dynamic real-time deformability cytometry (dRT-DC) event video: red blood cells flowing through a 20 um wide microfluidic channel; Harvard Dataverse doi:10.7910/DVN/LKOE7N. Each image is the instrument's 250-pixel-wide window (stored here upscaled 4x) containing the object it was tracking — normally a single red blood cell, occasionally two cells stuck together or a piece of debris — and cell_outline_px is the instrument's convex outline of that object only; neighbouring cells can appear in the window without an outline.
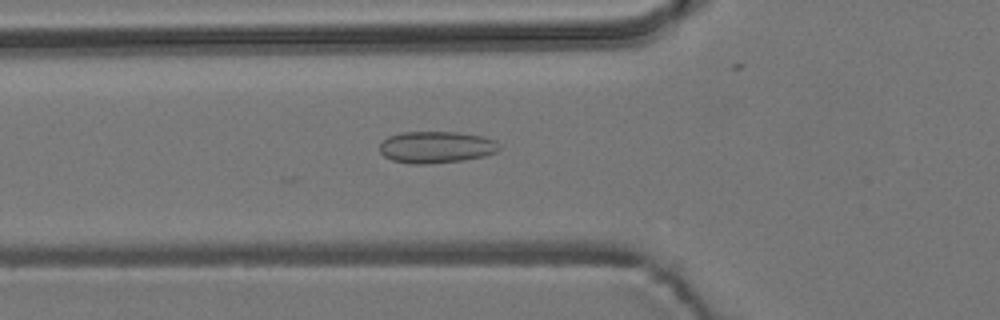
{"species": "common noctule bat (a hibernating species)", "species_latin": "Nyctalus noctula", "temperature_condition": "room temperature", "stored_images_in_passage": 31, "camera_frame_rate_fps": 3000, "um_per_image_px": 0.085, "animal": {"sex": "male", "body_mass_g": 19.2, "forearm_length_mm": 51.8}, "frame": {"image": 1, "passage_image": 4, "time_ms": 1.0, "image_size_px": [1000, 320], "cell_outline_px": [[500, 148], [496, 152], [484, 156], [464, 160], [428, 164], [408, 164], [392, 160], [384, 156], [380, 152], [380, 144], [388, 136], [400, 132], [456, 132], [480, 136], [496, 140], [500, 144]], "centroid_in_image_um": [37.07, 12.51], "position_along_channel_um": 88.7, "area_um2": 22.25}}
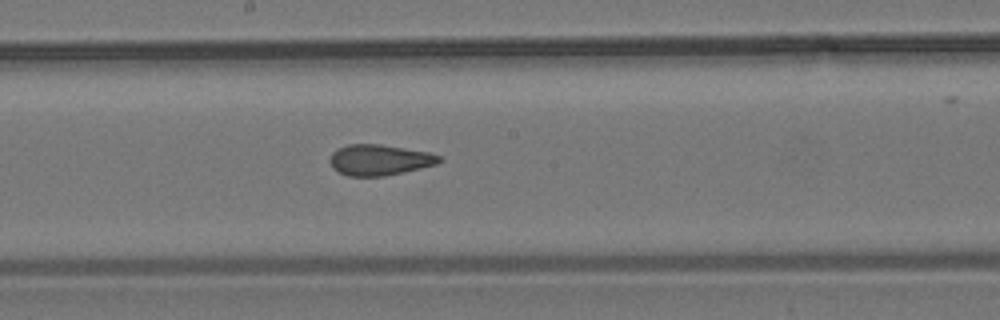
{"frame": {"image": 2, "passage_image": 14, "time_ms": 4.333, "image_size_px": [1000, 320], "cell_outline_px": [[444, 160], [436, 164], [420, 168], [384, 176], [348, 176], [332, 168], [328, 160], [332, 152], [336, 148], [348, 144], [380, 144], [428, 152], [440, 156]], "centroid_in_image_um": [32.21, 13.58], "position_along_channel_um": 216.0, "area_um2": 19.65}}
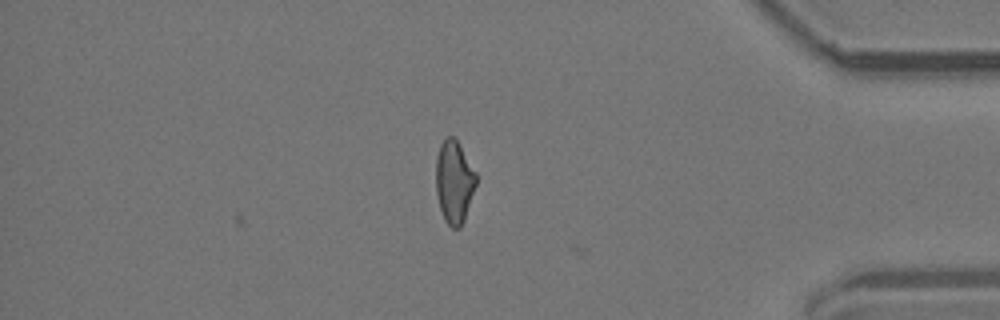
{"frame": {"image": 3, "passage_image": 31, "time_ms": 10.0, "image_size_px": [1000, 320], "cell_outline_px": [[476, 184], [464, 220], [460, 228], [452, 228], [444, 220], [440, 208], [436, 192], [436, 156], [440, 144], [444, 136], [452, 136], [456, 140], [476, 172]], "centroid_in_image_um": [38.58, 15.45], "position_along_channel_um": 396.6, "area_um2": 19.31}, "authors_computed_cell_mechanics": {"area_um2": 19.652, "velocity_mm_per_s": 3.7966, "shape_relaxation_time_tau1_ms": null, "shape_relaxation_time_tau2_ms": 1.9995, "deformation_change_tau1": null, "deformation_change_tau2": 0.1013}}